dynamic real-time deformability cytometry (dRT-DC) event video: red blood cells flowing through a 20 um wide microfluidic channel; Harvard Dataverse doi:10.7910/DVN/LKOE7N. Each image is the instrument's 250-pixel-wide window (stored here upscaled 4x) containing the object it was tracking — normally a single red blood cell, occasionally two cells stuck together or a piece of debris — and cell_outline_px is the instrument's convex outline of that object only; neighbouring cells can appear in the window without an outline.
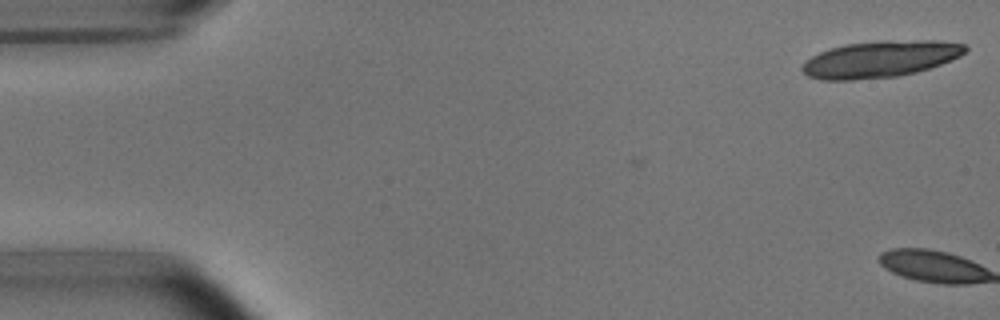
{"species": "common noctule bat (a hibernating species)", "species_latin": "Nyctalus noctula", "temperature_condition": "room temperature", "stored_images_in_passage": 3, "camera_frame_rate_fps": 3000, "um_per_image_px": 0.085, "animal": {"sex": "male", "body_mass_g": 15.6}, "frame": {"image": 1, "passage_image": 3, "time_ms": 0.667, "image_size_px": [1000, 320], "cell_outline_px": [[968, 48], [960, 56], [952, 60], [916, 72], [896, 76], [852, 80], [820, 80], [808, 76], [800, 68], [812, 56], [828, 48], [844, 44], [884, 40], [936, 40], [964, 44]], "centroid_in_image_um": [74.81, 5.01], "position_along_channel_um": 10.2, "area_um2": 34.74}}